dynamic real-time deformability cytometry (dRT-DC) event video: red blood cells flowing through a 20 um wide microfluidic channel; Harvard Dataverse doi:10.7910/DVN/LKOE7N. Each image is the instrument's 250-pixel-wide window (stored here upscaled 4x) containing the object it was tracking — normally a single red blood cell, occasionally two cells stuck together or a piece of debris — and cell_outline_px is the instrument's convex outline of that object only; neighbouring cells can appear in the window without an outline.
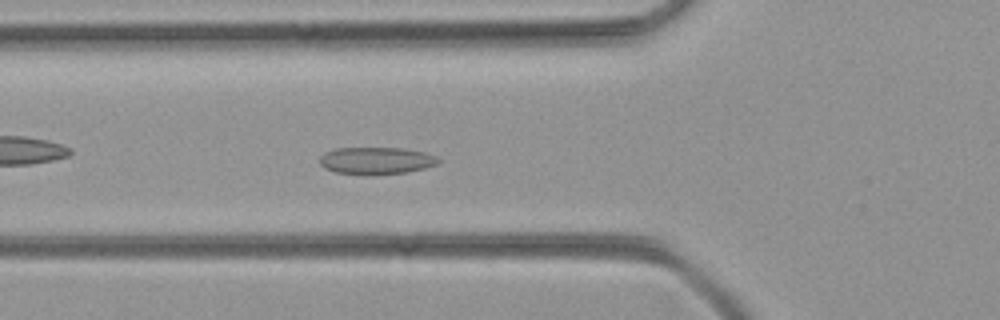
{"species": "common noctule bat (a hibernating species)", "species_latin": "Nyctalus noctula", "temperature_condition": "room temperature", "stored_images_in_passage": 36, "camera_frame_rate_fps": 3000, "um_per_image_px": 0.085, "animal": {"sex": "female", "body_mass_g": 21.9}, "frame": {"image": 1, "passage_image": 3, "time_ms": 0.667, "image_size_px": [1000, 320], "cell_outline_px": [[440, 164], [408, 172], [376, 176], [336, 172], [324, 168], [320, 164], [320, 156], [324, 152], [336, 148], [404, 148], [424, 152], [436, 156], [440, 160]], "centroid_in_image_um": [32.0, 13.67], "position_along_channel_um": 93.8, "area_um2": 19.13}}
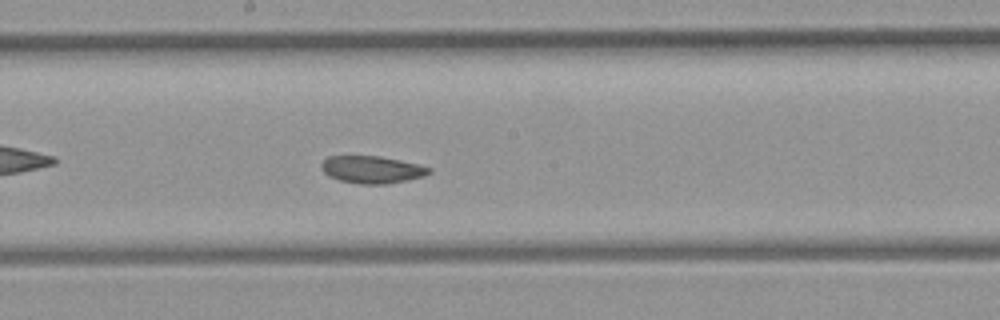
{"frame": {"image": 2, "passage_image": 12, "time_ms": 3.667, "image_size_px": [1000, 320], "cell_outline_px": [[432, 172], [424, 176], [408, 180], [388, 184], [360, 184], [340, 180], [328, 176], [320, 168], [320, 164], [328, 156], [380, 156], [420, 164], [432, 168]], "centroid_in_image_um": [31.64, 14.41], "position_along_channel_um": 216.6, "area_um2": 17.34}}
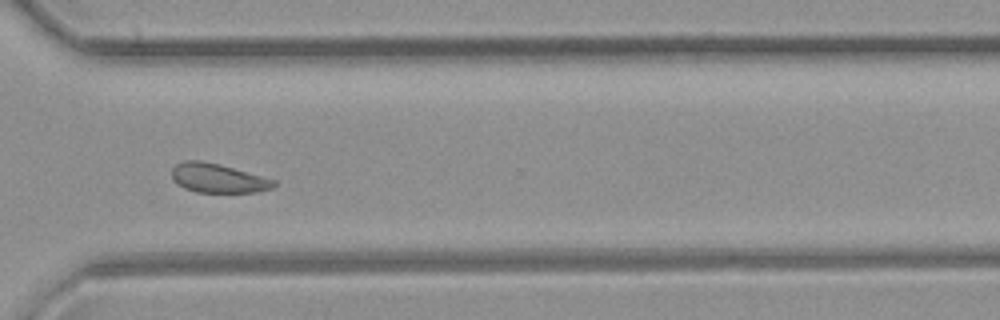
{"frame": {"image": 3, "passage_image": 22, "time_ms": 7.0, "image_size_px": [1000, 320], "cell_outline_px": [[276, 184], [272, 188], [256, 192], [196, 192], [184, 188], [176, 184], [172, 180], [172, 168], [176, 164], [184, 160], [200, 160], [220, 164], [276, 180]], "centroid_in_image_um": [18.49, 15.14], "position_along_channel_um": 352.1, "area_um2": 17.4}}